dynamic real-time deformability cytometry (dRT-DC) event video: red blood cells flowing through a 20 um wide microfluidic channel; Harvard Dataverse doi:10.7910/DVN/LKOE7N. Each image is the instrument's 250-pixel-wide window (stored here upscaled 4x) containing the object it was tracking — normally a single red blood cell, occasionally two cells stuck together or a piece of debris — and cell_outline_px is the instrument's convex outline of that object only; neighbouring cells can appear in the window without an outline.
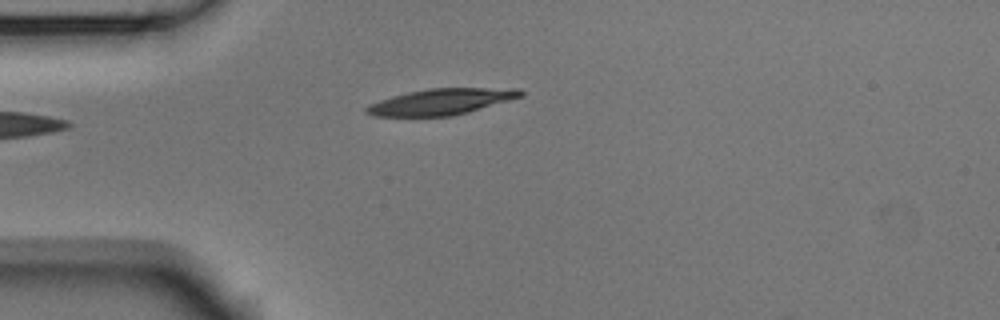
{"species": "Egyptian fruit bat (a non-hibernating species)", "species_latin": "Rousettus aegyptiacus", "temperature_condition": "room temperature", "stored_images_in_passage": 37, "camera_frame_rate_fps": 3000, "um_per_image_px": 0.085, "animal": {"sex": "male"}, "frame": {"image": 1, "passage_image": 1, "time_ms": 0.0, "image_size_px": [1000, 320], "cell_outline_px": [[524, 96], [468, 112], [452, 116], [372, 116], [364, 112], [364, 108], [368, 104], [392, 96], [408, 92], [428, 88], [520, 88], [524, 92]], "centroid_in_image_um": [37.5, 8.64], "position_along_channel_um": 47.5, "area_um2": 23.52}}
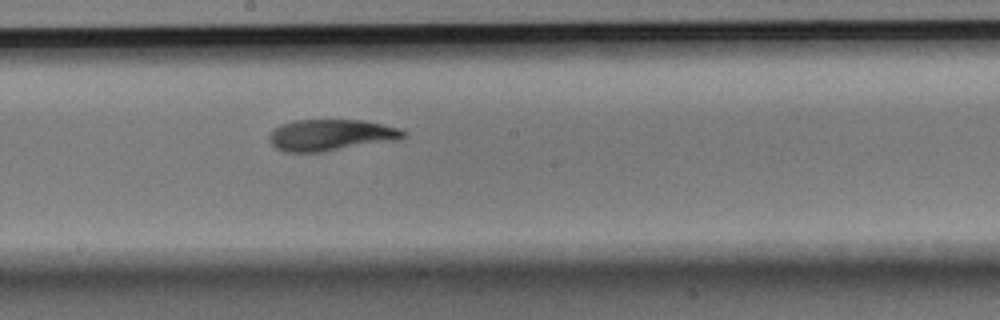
{"frame": {"image": 2, "passage_image": 16, "time_ms": 5.0, "image_size_px": [1000, 320], "cell_outline_px": [[408, 132], [400, 140], [324, 152], [284, 152], [276, 148], [268, 140], [268, 136], [280, 124], [292, 120], [364, 120], [400, 128]], "centroid_in_image_um": [28.15, 11.48], "position_along_channel_um": 220.0, "area_um2": 24.91}}
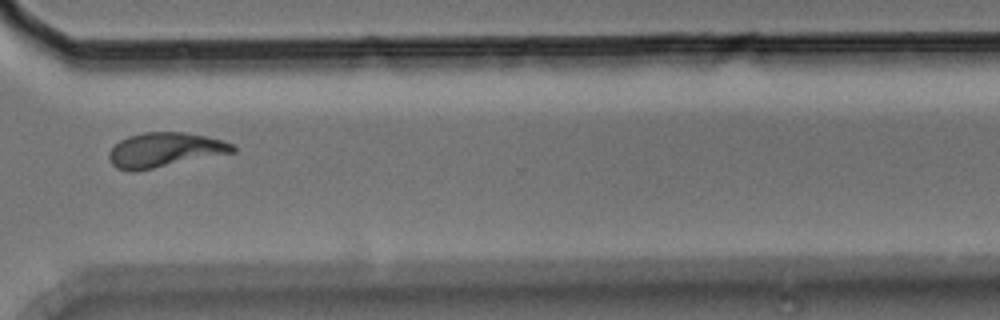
{"frame": {"image": 3, "passage_image": 27, "time_ms": 8.667, "image_size_px": [1000, 320], "cell_outline_px": [[236, 152], [136, 172], [132, 172], [116, 168], [112, 164], [108, 156], [108, 152], [120, 140], [128, 136], [144, 132], [184, 132], [204, 136], [220, 140], [232, 144], [236, 148]], "centroid_in_image_um": [13.98, 12.76], "position_along_channel_um": 356.6, "area_um2": 24.97}, "authors_computed_cell_mechanics": {"area_um2": 24.5072, "velocity_mm_per_s": 3.7287, "shape_relaxation_time_tau1_ms": 3.9742, "shape_relaxation_time_tau2_ms": 3.4826, "deformation_change_tau1": 0.1631, "deformation_change_tau2": 0.099}}